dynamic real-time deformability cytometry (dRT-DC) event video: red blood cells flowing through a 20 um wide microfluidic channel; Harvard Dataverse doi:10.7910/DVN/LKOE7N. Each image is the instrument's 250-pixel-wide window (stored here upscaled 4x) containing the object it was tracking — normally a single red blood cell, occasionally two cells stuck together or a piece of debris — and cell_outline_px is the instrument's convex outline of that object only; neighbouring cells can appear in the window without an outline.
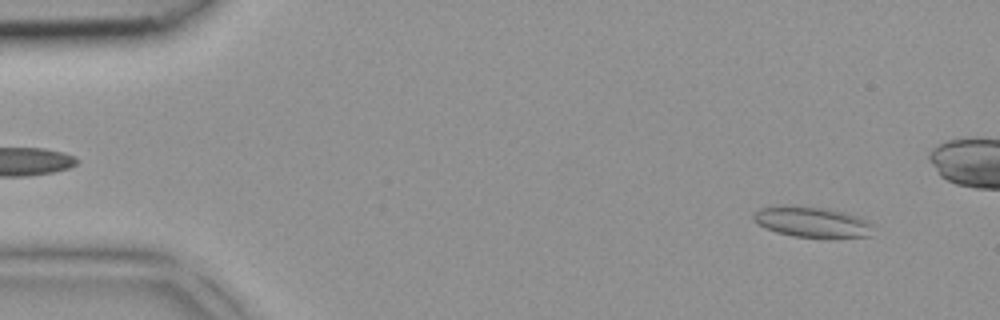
{"species": "common noctule bat (a hibernating species)", "species_latin": "Nyctalus noctula", "temperature_condition": "room temperature", "stored_images_in_passage": 8, "camera_frame_rate_fps": 3000, "um_per_image_px": 0.085, "animal": {"sex": "female", "body_mass_g": 18.4}, "frame": {"image": 1, "passage_image": 1, "time_ms": 0.0, "image_size_px": [1000, 320], "cell_outline_px": [[876, 224], [872, 236], [792, 236], [776, 232], [752, 220], [752, 216], [760, 208], [780, 204], [788, 204], [828, 208], [844, 212], [856, 216]], "centroid_in_image_um": [69.03, 18.82], "position_along_channel_um": 16.0, "area_um2": 21.33}}